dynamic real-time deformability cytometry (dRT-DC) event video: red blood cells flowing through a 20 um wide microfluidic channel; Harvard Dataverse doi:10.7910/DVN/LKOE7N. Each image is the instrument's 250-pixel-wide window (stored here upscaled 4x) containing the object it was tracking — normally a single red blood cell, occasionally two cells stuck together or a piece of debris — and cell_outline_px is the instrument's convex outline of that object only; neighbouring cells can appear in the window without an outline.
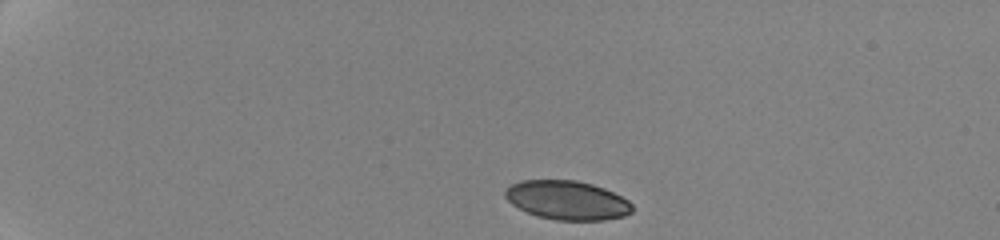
{"species": "human", "species_latin": "Homo sapiens", "temperature_condition": "cold", "stored_images_in_passage": 13, "camera_frame_rate_fps": 3000, "um_per_image_px": 0.085, "donor": {"sex": "female"}, "frame": {"image": 1, "passage_image": 1, "time_ms": 0.0, "image_size_px": [1000, 240], "cell_outline_px": [[632, 212], [624, 216], [604, 220], [556, 220], [536, 216], [512, 204], [504, 196], [504, 192], [512, 184], [520, 180], [576, 180], [592, 184], [604, 188], [628, 200], [632, 204]], "centroid_in_image_um": [48.21, 17.02], "position_along_channel_um": 36.8, "area_um2": 28.78}}
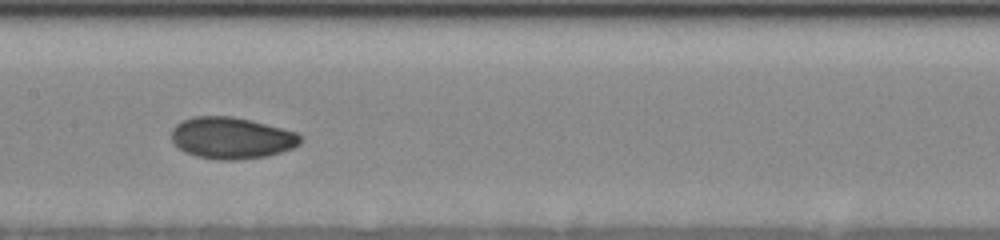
{"frame": {"image": 2, "passage_image": 8, "time_ms": 6.667, "image_size_px": [1000, 240], "cell_outline_px": [[300, 144], [292, 148], [280, 152], [264, 156], [236, 160], [216, 160], [196, 156], [184, 152], [172, 140], [172, 128], [180, 120], [192, 116], [232, 116], [296, 132], [300, 136]], "centroid_in_image_um": [19.63, 11.73], "position_along_channel_um": 187.8, "area_um2": 31.04}}
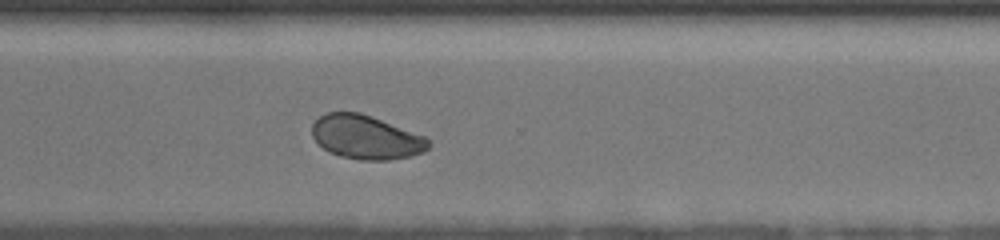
{"frame": {"image": 3, "passage_image": 13, "time_ms": 11.0, "image_size_px": [1000, 240], "cell_outline_px": [[432, 144], [424, 152], [412, 156], [388, 160], [360, 160], [340, 156], [328, 152], [312, 136], [312, 124], [320, 116], [328, 112], [360, 112], [424, 136]], "centroid_in_image_um": [31.11, 11.67], "position_along_channel_um": 339.5, "area_um2": 29.65}}